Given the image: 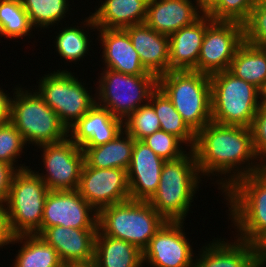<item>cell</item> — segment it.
<instances>
[{
    "label": "cell",
    "mask_w": 266,
    "mask_h": 267,
    "mask_svg": "<svg viewBox=\"0 0 266 267\" xmlns=\"http://www.w3.org/2000/svg\"><path fill=\"white\" fill-rule=\"evenodd\" d=\"M193 150L201 176L217 179L222 194L238 179L266 167L254 150L249 127L210 121L196 134Z\"/></svg>",
    "instance_id": "obj_1"
},
{
    "label": "cell",
    "mask_w": 266,
    "mask_h": 267,
    "mask_svg": "<svg viewBox=\"0 0 266 267\" xmlns=\"http://www.w3.org/2000/svg\"><path fill=\"white\" fill-rule=\"evenodd\" d=\"M202 178L189 149L179 159L164 162L157 192L148 202L166 221H185Z\"/></svg>",
    "instance_id": "obj_2"
},
{
    "label": "cell",
    "mask_w": 266,
    "mask_h": 267,
    "mask_svg": "<svg viewBox=\"0 0 266 267\" xmlns=\"http://www.w3.org/2000/svg\"><path fill=\"white\" fill-rule=\"evenodd\" d=\"M223 197L231 226L237 229L234 239L257 245L266 237V167L238 179Z\"/></svg>",
    "instance_id": "obj_3"
},
{
    "label": "cell",
    "mask_w": 266,
    "mask_h": 267,
    "mask_svg": "<svg viewBox=\"0 0 266 267\" xmlns=\"http://www.w3.org/2000/svg\"><path fill=\"white\" fill-rule=\"evenodd\" d=\"M158 87L195 134L212 121L210 75L194 70L169 71L158 77Z\"/></svg>",
    "instance_id": "obj_4"
},
{
    "label": "cell",
    "mask_w": 266,
    "mask_h": 267,
    "mask_svg": "<svg viewBox=\"0 0 266 267\" xmlns=\"http://www.w3.org/2000/svg\"><path fill=\"white\" fill-rule=\"evenodd\" d=\"M165 222L148 201L129 199L98 212V230L103 235L127 241L142 252Z\"/></svg>",
    "instance_id": "obj_5"
},
{
    "label": "cell",
    "mask_w": 266,
    "mask_h": 267,
    "mask_svg": "<svg viewBox=\"0 0 266 267\" xmlns=\"http://www.w3.org/2000/svg\"><path fill=\"white\" fill-rule=\"evenodd\" d=\"M17 86L13 88L10 122L21 133L26 143L39 147L62 141L68 136L67 128L36 90Z\"/></svg>",
    "instance_id": "obj_6"
},
{
    "label": "cell",
    "mask_w": 266,
    "mask_h": 267,
    "mask_svg": "<svg viewBox=\"0 0 266 267\" xmlns=\"http://www.w3.org/2000/svg\"><path fill=\"white\" fill-rule=\"evenodd\" d=\"M212 121L251 127L260 107V90L229 70L210 75Z\"/></svg>",
    "instance_id": "obj_7"
},
{
    "label": "cell",
    "mask_w": 266,
    "mask_h": 267,
    "mask_svg": "<svg viewBox=\"0 0 266 267\" xmlns=\"http://www.w3.org/2000/svg\"><path fill=\"white\" fill-rule=\"evenodd\" d=\"M49 189L31 168L18 170L6 201L12 235H40L43 210Z\"/></svg>",
    "instance_id": "obj_8"
},
{
    "label": "cell",
    "mask_w": 266,
    "mask_h": 267,
    "mask_svg": "<svg viewBox=\"0 0 266 267\" xmlns=\"http://www.w3.org/2000/svg\"><path fill=\"white\" fill-rule=\"evenodd\" d=\"M102 69L94 90L96 104L123 121L140 106L149 103L151 94L158 87L155 75H128Z\"/></svg>",
    "instance_id": "obj_9"
},
{
    "label": "cell",
    "mask_w": 266,
    "mask_h": 267,
    "mask_svg": "<svg viewBox=\"0 0 266 267\" xmlns=\"http://www.w3.org/2000/svg\"><path fill=\"white\" fill-rule=\"evenodd\" d=\"M69 70H54L44 74L37 81L36 92L52 108L67 130L73 126L96 103V95H92L79 77ZM91 94V95H90Z\"/></svg>",
    "instance_id": "obj_10"
},
{
    "label": "cell",
    "mask_w": 266,
    "mask_h": 267,
    "mask_svg": "<svg viewBox=\"0 0 266 267\" xmlns=\"http://www.w3.org/2000/svg\"><path fill=\"white\" fill-rule=\"evenodd\" d=\"M41 150L43 173L33 170L50 191L77 190L84 164V152L68 136L62 141L44 144ZM44 170L46 172H44ZM45 173V174H44Z\"/></svg>",
    "instance_id": "obj_11"
},
{
    "label": "cell",
    "mask_w": 266,
    "mask_h": 267,
    "mask_svg": "<svg viewBox=\"0 0 266 267\" xmlns=\"http://www.w3.org/2000/svg\"><path fill=\"white\" fill-rule=\"evenodd\" d=\"M244 42V24L213 21L205 31L196 71L212 75L229 70L237 48Z\"/></svg>",
    "instance_id": "obj_12"
},
{
    "label": "cell",
    "mask_w": 266,
    "mask_h": 267,
    "mask_svg": "<svg viewBox=\"0 0 266 267\" xmlns=\"http://www.w3.org/2000/svg\"><path fill=\"white\" fill-rule=\"evenodd\" d=\"M184 223L166 221L162 225L143 251V266L194 267L195 251L186 237Z\"/></svg>",
    "instance_id": "obj_13"
},
{
    "label": "cell",
    "mask_w": 266,
    "mask_h": 267,
    "mask_svg": "<svg viewBox=\"0 0 266 267\" xmlns=\"http://www.w3.org/2000/svg\"><path fill=\"white\" fill-rule=\"evenodd\" d=\"M77 191L97 211L130 199L127 170L83 164Z\"/></svg>",
    "instance_id": "obj_14"
},
{
    "label": "cell",
    "mask_w": 266,
    "mask_h": 267,
    "mask_svg": "<svg viewBox=\"0 0 266 267\" xmlns=\"http://www.w3.org/2000/svg\"><path fill=\"white\" fill-rule=\"evenodd\" d=\"M52 226L98 229V212L77 190H49L43 210L41 233Z\"/></svg>",
    "instance_id": "obj_15"
},
{
    "label": "cell",
    "mask_w": 266,
    "mask_h": 267,
    "mask_svg": "<svg viewBox=\"0 0 266 267\" xmlns=\"http://www.w3.org/2000/svg\"><path fill=\"white\" fill-rule=\"evenodd\" d=\"M98 229H77L64 226L46 228L40 236L57 252L66 267L92 264Z\"/></svg>",
    "instance_id": "obj_16"
},
{
    "label": "cell",
    "mask_w": 266,
    "mask_h": 267,
    "mask_svg": "<svg viewBox=\"0 0 266 267\" xmlns=\"http://www.w3.org/2000/svg\"><path fill=\"white\" fill-rule=\"evenodd\" d=\"M165 160L141 140H135L127 169L130 199L149 201L157 192Z\"/></svg>",
    "instance_id": "obj_17"
},
{
    "label": "cell",
    "mask_w": 266,
    "mask_h": 267,
    "mask_svg": "<svg viewBox=\"0 0 266 267\" xmlns=\"http://www.w3.org/2000/svg\"><path fill=\"white\" fill-rule=\"evenodd\" d=\"M123 130L122 119L113 116L108 109L95 103L68 129V137L80 148L97 147L110 142Z\"/></svg>",
    "instance_id": "obj_18"
},
{
    "label": "cell",
    "mask_w": 266,
    "mask_h": 267,
    "mask_svg": "<svg viewBox=\"0 0 266 267\" xmlns=\"http://www.w3.org/2000/svg\"><path fill=\"white\" fill-rule=\"evenodd\" d=\"M226 240V241H224ZM194 267H258L257 245L236 238H214L199 249Z\"/></svg>",
    "instance_id": "obj_19"
},
{
    "label": "cell",
    "mask_w": 266,
    "mask_h": 267,
    "mask_svg": "<svg viewBox=\"0 0 266 267\" xmlns=\"http://www.w3.org/2000/svg\"><path fill=\"white\" fill-rule=\"evenodd\" d=\"M98 43L102 51L103 65L128 75H153L142 65L128 33L124 29H98Z\"/></svg>",
    "instance_id": "obj_20"
},
{
    "label": "cell",
    "mask_w": 266,
    "mask_h": 267,
    "mask_svg": "<svg viewBox=\"0 0 266 267\" xmlns=\"http://www.w3.org/2000/svg\"><path fill=\"white\" fill-rule=\"evenodd\" d=\"M204 13L196 0H148L145 23L160 34L170 36L193 24Z\"/></svg>",
    "instance_id": "obj_21"
},
{
    "label": "cell",
    "mask_w": 266,
    "mask_h": 267,
    "mask_svg": "<svg viewBox=\"0 0 266 267\" xmlns=\"http://www.w3.org/2000/svg\"><path fill=\"white\" fill-rule=\"evenodd\" d=\"M212 22L211 17L204 13L193 24L169 36V71H196L205 31Z\"/></svg>",
    "instance_id": "obj_22"
},
{
    "label": "cell",
    "mask_w": 266,
    "mask_h": 267,
    "mask_svg": "<svg viewBox=\"0 0 266 267\" xmlns=\"http://www.w3.org/2000/svg\"><path fill=\"white\" fill-rule=\"evenodd\" d=\"M143 67L159 77L169 72V36L160 34L146 23L124 28Z\"/></svg>",
    "instance_id": "obj_23"
},
{
    "label": "cell",
    "mask_w": 266,
    "mask_h": 267,
    "mask_svg": "<svg viewBox=\"0 0 266 267\" xmlns=\"http://www.w3.org/2000/svg\"><path fill=\"white\" fill-rule=\"evenodd\" d=\"M148 0H104L92 15L98 29H124L145 23Z\"/></svg>",
    "instance_id": "obj_24"
},
{
    "label": "cell",
    "mask_w": 266,
    "mask_h": 267,
    "mask_svg": "<svg viewBox=\"0 0 266 267\" xmlns=\"http://www.w3.org/2000/svg\"><path fill=\"white\" fill-rule=\"evenodd\" d=\"M135 139L125 130L113 140L97 147H82L84 162L92 168H119L127 170L132 159Z\"/></svg>",
    "instance_id": "obj_25"
},
{
    "label": "cell",
    "mask_w": 266,
    "mask_h": 267,
    "mask_svg": "<svg viewBox=\"0 0 266 267\" xmlns=\"http://www.w3.org/2000/svg\"><path fill=\"white\" fill-rule=\"evenodd\" d=\"M93 264L96 267H143V252L127 241L103 235L98 230Z\"/></svg>",
    "instance_id": "obj_26"
},
{
    "label": "cell",
    "mask_w": 266,
    "mask_h": 267,
    "mask_svg": "<svg viewBox=\"0 0 266 267\" xmlns=\"http://www.w3.org/2000/svg\"><path fill=\"white\" fill-rule=\"evenodd\" d=\"M21 244L12 267H66L58 252L40 235H19L10 244Z\"/></svg>",
    "instance_id": "obj_27"
},
{
    "label": "cell",
    "mask_w": 266,
    "mask_h": 267,
    "mask_svg": "<svg viewBox=\"0 0 266 267\" xmlns=\"http://www.w3.org/2000/svg\"><path fill=\"white\" fill-rule=\"evenodd\" d=\"M229 71L261 90L266 83V47L245 41L237 48Z\"/></svg>",
    "instance_id": "obj_28"
},
{
    "label": "cell",
    "mask_w": 266,
    "mask_h": 267,
    "mask_svg": "<svg viewBox=\"0 0 266 267\" xmlns=\"http://www.w3.org/2000/svg\"><path fill=\"white\" fill-rule=\"evenodd\" d=\"M81 24H83V26H73V24H71L69 27L60 28L61 30H59V33L56 31L57 36L55 35L54 48L56 47L55 51L60 56V59L63 58V60L65 59L67 62L69 60V63L75 62V64H77V61L83 60L85 56L87 57V55H90L88 52L92 40L88 33L89 28L90 30L93 29V31L98 30V28L90 14Z\"/></svg>",
    "instance_id": "obj_29"
},
{
    "label": "cell",
    "mask_w": 266,
    "mask_h": 267,
    "mask_svg": "<svg viewBox=\"0 0 266 267\" xmlns=\"http://www.w3.org/2000/svg\"><path fill=\"white\" fill-rule=\"evenodd\" d=\"M149 103L157 114L161 130L178 137L186 148L193 149L196 143V134L183 121L171 100L159 87L151 94Z\"/></svg>",
    "instance_id": "obj_30"
},
{
    "label": "cell",
    "mask_w": 266,
    "mask_h": 267,
    "mask_svg": "<svg viewBox=\"0 0 266 267\" xmlns=\"http://www.w3.org/2000/svg\"><path fill=\"white\" fill-rule=\"evenodd\" d=\"M34 29H49L66 18L71 4L69 0H21ZM67 12V13H66ZM66 14V15H65Z\"/></svg>",
    "instance_id": "obj_31"
},
{
    "label": "cell",
    "mask_w": 266,
    "mask_h": 267,
    "mask_svg": "<svg viewBox=\"0 0 266 267\" xmlns=\"http://www.w3.org/2000/svg\"><path fill=\"white\" fill-rule=\"evenodd\" d=\"M31 26L21 0H1L0 2V37L19 39L31 36Z\"/></svg>",
    "instance_id": "obj_32"
},
{
    "label": "cell",
    "mask_w": 266,
    "mask_h": 267,
    "mask_svg": "<svg viewBox=\"0 0 266 267\" xmlns=\"http://www.w3.org/2000/svg\"><path fill=\"white\" fill-rule=\"evenodd\" d=\"M27 148L21 133L10 122L0 123V161L12 165L17 171L29 168L24 164H18V158ZM21 153V154H20ZM17 164V165H16Z\"/></svg>",
    "instance_id": "obj_33"
},
{
    "label": "cell",
    "mask_w": 266,
    "mask_h": 267,
    "mask_svg": "<svg viewBox=\"0 0 266 267\" xmlns=\"http://www.w3.org/2000/svg\"><path fill=\"white\" fill-rule=\"evenodd\" d=\"M124 130L135 140L161 130L160 121L150 103L140 106L124 120Z\"/></svg>",
    "instance_id": "obj_34"
},
{
    "label": "cell",
    "mask_w": 266,
    "mask_h": 267,
    "mask_svg": "<svg viewBox=\"0 0 266 267\" xmlns=\"http://www.w3.org/2000/svg\"><path fill=\"white\" fill-rule=\"evenodd\" d=\"M258 0H218L206 14L213 21H235L244 24Z\"/></svg>",
    "instance_id": "obj_35"
},
{
    "label": "cell",
    "mask_w": 266,
    "mask_h": 267,
    "mask_svg": "<svg viewBox=\"0 0 266 267\" xmlns=\"http://www.w3.org/2000/svg\"><path fill=\"white\" fill-rule=\"evenodd\" d=\"M149 146L155 154L167 160H176L187 153L185 145L178 137L159 130L141 140ZM185 148V149H184Z\"/></svg>",
    "instance_id": "obj_36"
},
{
    "label": "cell",
    "mask_w": 266,
    "mask_h": 267,
    "mask_svg": "<svg viewBox=\"0 0 266 267\" xmlns=\"http://www.w3.org/2000/svg\"><path fill=\"white\" fill-rule=\"evenodd\" d=\"M244 41L254 46L266 47V7L259 0L244 23Z\"/></svg>",
    "instance_id": "obj_37"
},
{
    "label": "cell",
    "mask_w": 266,
    "mask_h": 267,
    "mask_svg": "<svg viewBox=\"0 0 266 267\" xmlns=\"http://www.w3.org/2000/svg\"><path fill=\"white\" fill-rule=\"evenodd\" d=\"M254 150L266 166V106L260 105L250 127Z\"/></svg>",
    "instance_id": "obj_38"
},
{
    "label": "cell",
    "mask_w": 266,
    "mask_h": 267,
    "mask_svg": "<svg viewBox=\"0 0 266 267\" xmlns=\"http://www.w3.org/2000/svg\"><path fill=\"white\" fill-rule=\"evenodd\" d=\"M16 172L17 170L12 165L0 161V203H6Z\"/></svg>",
    "instance_id": "obj_39"
},
{
    "label": "cell",
    "mask_w": 266,
    "mask_h": 267,
    "mask_svg": "<svg viewBox=\"0 0 266 267\" xmlns=\"http://www.w3.org/2000/svg\"><path fill=\"white\" fill-rule=\"evenodd\" d=\"M13 237L8 222L7 205L0 203V249L10 246Z\"/></svg>",
    "instance_id": "obj_40"
},
{
    "label": "cell",
    "mask_w": 266,
    "mask_h": 267,
    "mask_svg": "<svg viewBox=\"0 0 266 267\" xmlns=\"http://www.w3.org/2000/svg\"><path fill=\"white\" fill-rule=\"evenodd\" d=\"M4 89L0 88V123L10 121L11 99Z\"/></svg>",
    "instance_id": "obj_41"
},
{
    "label": "cell",
    "mask_w": 266,
    "mask_h": 267,
    "mask_svg": "<svg viewBox=\"0 0 266 267\" xmlns=\"http://www.w3.org/2000/svg\"><path fill=\"white\" fill-rule=\"evenodd\" d=\"M258 249V263L266 267V237L257 244Z\"/></svg>",
    "instance_id": "obj_42"
},
{
    "label": "cell",
    "mask_w": 266,
    "mask_h": 267,
    "mask_svg": "<svg viewBox=\"0 0 266 267\" xmlns=\"http://www.w3.org/2000/svg\"><path fill=\"white\" fill-rule=\"evenodd\" d=\"M197 5L206 13L218 0H196Z\"/></svg>",
    "instance_id": "obj_43"
},
{
    "label": "cell",
    "mask_w": 266,
    "mask_h": 267,
    "mask_svg": "<svg viewBox=\"0 0 266 267\" xmlns=\"http://www.w3.org/2000/svg\"><path fill=\"white\" fill-rule=\"evenodd\" d=\"M260 105L266 106V83L265 86L260 90Z\"/></svg>",
    "instance_id": "obj_44"
},
{
    "label": "cell",
    "mask_w": 266,
    "mask_h": 267,
    "mask_svg": "<svg viewBox=\"0 0 266 267\" xmlns=\"http://www.w3.org/2000/svg\"><path fill=\"white\" fill-rule=\"evenodd\" d=\"M68 267H96V266L92 263V264H82V265H71Z\"/></svg>",
    "instance_id": "obj_45"
},
{
    "label": "cell",
    "mask_w": 266,
    "mask_h": 267,
    "mask_svg": "<svg viewBox=\"0 0 266 267\" xmlns=\"http://www.w3.org/2000/svg\"><path fill=\"white\" fill-rule=\"evenodd\" d=\"M266 7V0H259Z\"/></svg>",
    "instance_id": "obj_46"
}]
</instances>
